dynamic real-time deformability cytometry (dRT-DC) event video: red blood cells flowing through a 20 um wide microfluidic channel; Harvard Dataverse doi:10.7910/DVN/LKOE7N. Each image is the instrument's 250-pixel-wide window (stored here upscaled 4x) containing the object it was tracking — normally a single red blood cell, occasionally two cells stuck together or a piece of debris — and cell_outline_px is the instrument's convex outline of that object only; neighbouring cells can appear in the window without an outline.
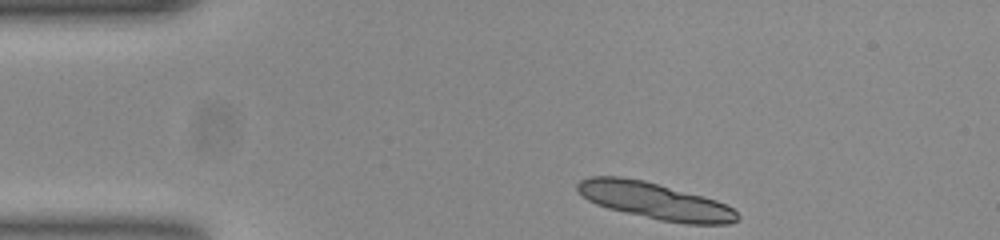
{"species": "common noctule bat (a hibernating species)", "species_latin": "Nyctalus noctula", "temperature_condition": "room temperature", "stored_images_in_passage": 19, "segment_of_instrument_passage": [1, 2], "camera_frame_rate_fps": 3000, "um_per_image_px": 0.085, "animal": {"sex": "female", "body_mass_g": 23.0, "forearm_length_mm": 53.4}, "frame": {"image": 1, "passage_image": 1, "time_ms": 0.0, "image_size_px": [1000, 240], "cell_outline_px": [[740, 216], [736, 220], [728, 224], [688, 224], [660, 220], [608, 208], [596, 204], [588, 200], [576, 188], [576, 184], [580, 180], [588, 176], [620, 176], [644, 180], [704, 196], [716, 200], [732, 208]], "centroid_in_image_um": [55.65, 17.06], "position_along_channel_um": 29.3, "area_um2": 33.93}}